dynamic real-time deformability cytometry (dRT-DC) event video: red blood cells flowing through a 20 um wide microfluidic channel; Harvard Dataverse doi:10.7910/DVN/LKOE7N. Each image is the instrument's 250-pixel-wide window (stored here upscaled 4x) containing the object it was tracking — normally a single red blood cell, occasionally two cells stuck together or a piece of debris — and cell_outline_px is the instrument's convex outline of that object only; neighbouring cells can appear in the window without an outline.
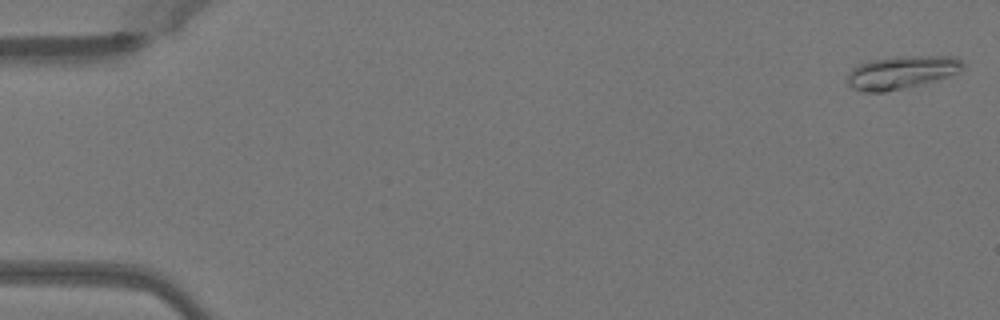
{"species": "Egyptian fruit bat (a non-hibernating species)", "species_latin": "Rousettus aegyptiacus", "temperature_condition": "warm", "stored_images_in_passage": 46, "camera_frame_rate_fps": 3000, "um_per_image_px": 0.085, "animal": {"sex": "female"}, "frame": {"image": 1, "passage_image": 1, "time_ms": 0.0, "image_size_px": [1000, 320], "cell_outline_px": [[964, 68], [960, 72], [948, 76], [920, 84], [884, 92], [864, 92], [852, 88], [848, 84], [848, 72], [852, 68], [868, 60], [896, 56], [956, 56], [964, 64]], "centroid_in_image_um": [76.62, 6.13], "position_along_channel_um": 8.4, "area_um2": 22.2}}
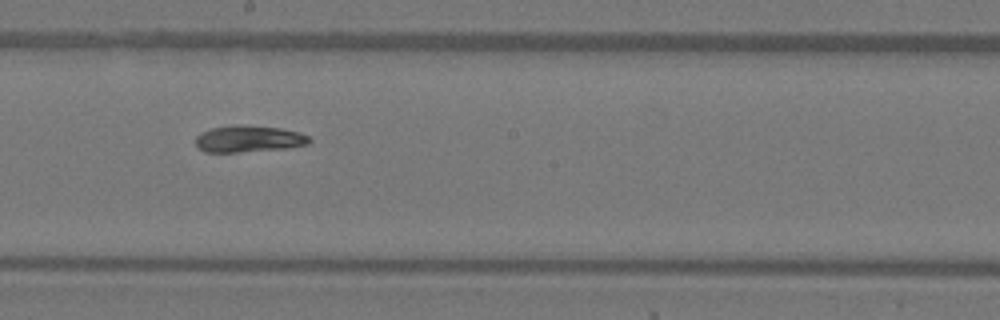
{"frame": {"image": 2, "passage_image": 28, "time_ms": 9.0, "image_size_px": [1000, 320], "cell_outline_px": [[312, 140], [308, 144], [288, 148], [240, 152], [204, 152], [196, 144], [196, 136], [200, 132], [212, 128], [236, 124], [280, 128], [300, 132], [308, 136]], "centroid_in_image_um": [21.15, 11.8], "position_along_channel_um": 227.1, "area_um2": 17.74}}
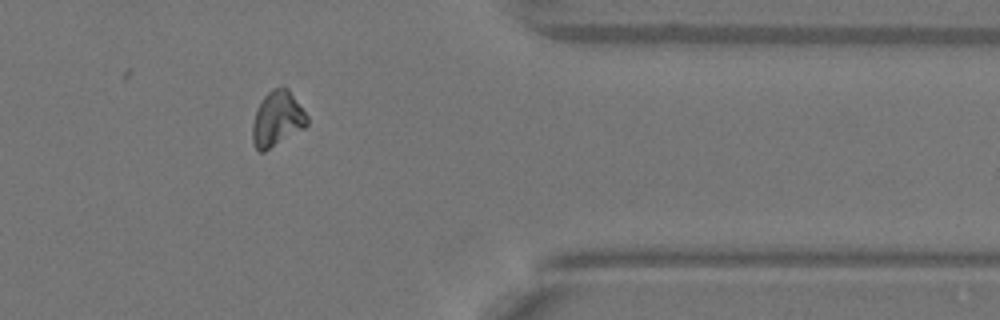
{"frame": {"image": 3, "passage_image": 41, "time_ms": 13.333, "image_size_px": [1000, 320], "cell_outline_px": [[308, 124], [304, 128], [264, 152], [260, 152], [256, 148], [252, 140], [252, 124], [256, 112], [264, 96], [272, 88], [288, 88], [308, 116]], "centroid_in_image_um": [23.57, 10.12], "position_along_channel_um": 387.8, "area_um2": 17.34}, "authors_computed_cell_mechanics": {"area_um2": 18.0336, "velocity_mm_per_s": 4.0786, "shape_relaxation_time_tau1_ms": 5.6626, "shape_relaxation_time_tau2_ms": null, "deformation_change_tau1": 0.1969, "deformation_change_tau2": null}}